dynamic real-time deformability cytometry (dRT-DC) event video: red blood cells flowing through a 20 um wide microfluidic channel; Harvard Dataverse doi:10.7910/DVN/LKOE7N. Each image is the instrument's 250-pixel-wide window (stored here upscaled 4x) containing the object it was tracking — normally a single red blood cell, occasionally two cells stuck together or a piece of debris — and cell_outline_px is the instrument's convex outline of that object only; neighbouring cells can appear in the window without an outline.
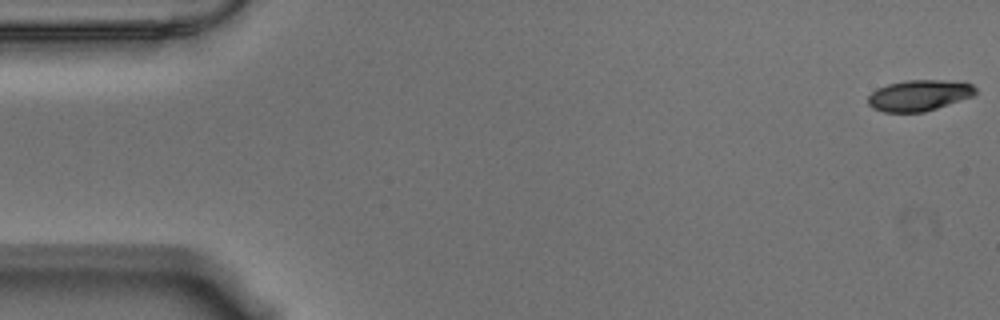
{"species": "Egyptian fruit bat (a non-hibernating species)", "species_latin": "Rousettus aegyptiacus", "temperature_condition": "warm", "stored_images_in_passage": 57, "camera_frame_rate_fps": 3000, "um_per_image_px": 0.085, "animal": {"sex": "male"}, "frame": {"image": 1, "passage_image": 1, "time_ms": 0.0, "image_size_px": [1000, 320], "cell_outline_px": [[976, 92], [972, 96], [924, 112], [884, 112], [872, 108], [868, 104], [868, 96], [876, 88], [888, 84], [904, 80], [944, 80], [972, 84], [976, 88]], "centroid_in_image_um": [78.07, 8.1], "position_along_channel_um": 6.9, "area_um2": 19.31}}
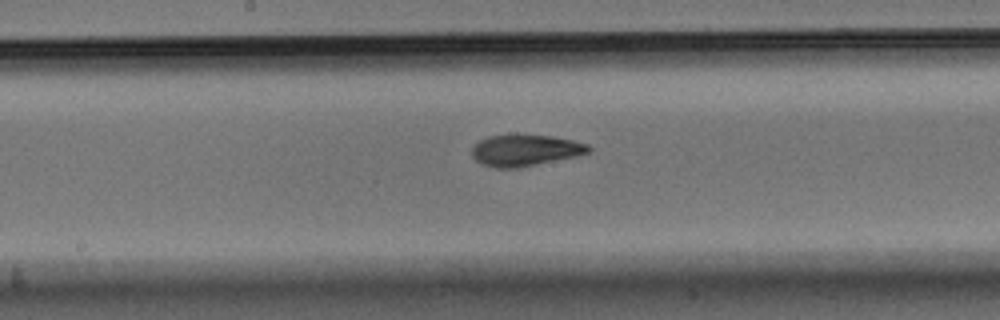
{"frame": {"image": 2, "passage_image": 29, "time_ms": 9.333, "image_size_px": [1000, 320], "cell_outline_px": [[592, 148], [588, 152], [576, 156], [516, 168], [496, 168], [484, 164], [476, 160], [472, 156], [472, 148], [480, 140], [488, 136], [552, 136], [572, 140], [588, 144]], "centroid_in_image_um": [44.65, 12.79], "position_along_channel_um": 203.6, "area_um2": 20.75}}
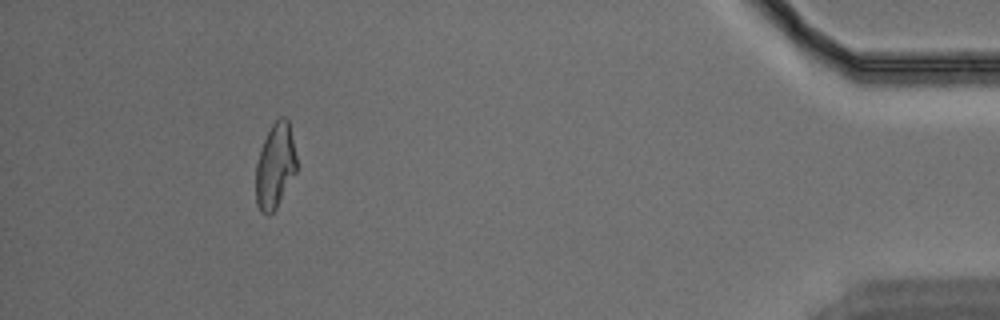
{"frame": {"image": 3, "passage_image": 52, "time_ms": 17.0, "image_size_px": [1000, 320], "cell_outline_px": [[296, 172], [276, 208], [268, 216], [260, 212], [256, 204], [256, 164], [264, 140], [272, 124], [280, 116], [284, 116], [288, 120], [296, 156]], "centroid_in_image_um": [23.38, 14.13], "position_along_channel_um": 411.8, "area_um2": 20.0}, "authors_computed_cell_mechanics": {"area_um2": 20.9814, "velocity_mm_per_s": 3.5426, "shape_relaxation_time_tau1_ms": 8.3086, "shape_relaxation_time_tau2_ms": 2.4654, "deformation_change_tau1": 0.2348, "deformation_change_tau2": 0.0856}}